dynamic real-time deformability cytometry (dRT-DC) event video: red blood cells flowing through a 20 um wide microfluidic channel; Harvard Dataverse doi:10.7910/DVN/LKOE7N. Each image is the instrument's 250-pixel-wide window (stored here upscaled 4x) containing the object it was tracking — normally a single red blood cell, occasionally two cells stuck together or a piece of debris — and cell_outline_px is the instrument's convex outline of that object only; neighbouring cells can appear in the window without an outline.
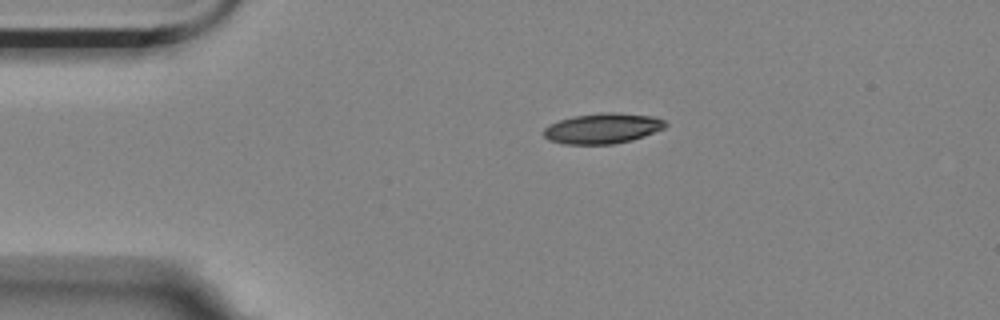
{"species": "Egyptian fruit bat (a non-hibernating species)", "species_latin": "Rousettus aegyptiacus", "temperature_condition": "room temperature", "stored_images_in_passage": 3, "camera_frame_rate_fps": 3000, "um_per_image_px": 0.085, "animal": {"sex": "female"}, "frame": {"image": 1, "passage_image": 1, "time_ms": 0.0, "image_size_px": [1000, 320], "cell_outline_px": [[668, 124], [664, 128], [644, 136], [632, 140], [612, 144], [564, 144], [548, 140], [544, 136], [544, 128], [548, 124], [572, 116], [600, 112], [616, 112], [652, 116], [664, 120]], "centroid_in_image_um": [51.2, 10.9], "position_along_channel_um": 33.8, "area_um2": 21.68}}
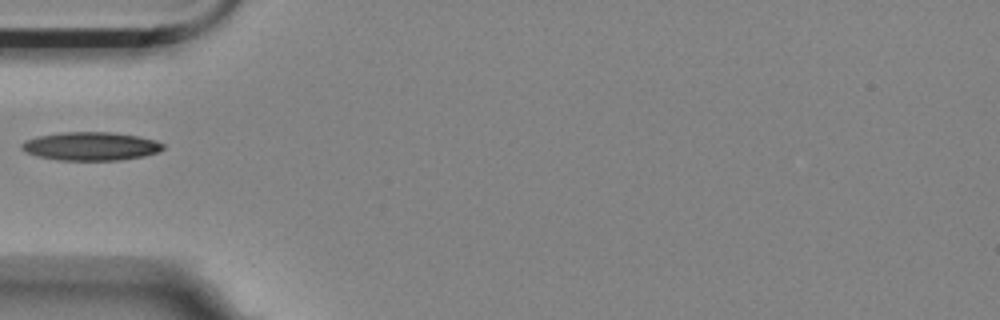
{"frame": {"image": 2, "passage_image": 3, "time_ms": 0.667, "image_size_px": [1000, 320], "cell_outline_px": [[164, 148], [156, 152], [144, 156], [120, 160], [60, 160], [36, 156], [24, 152], [20, 148], [20, 144], [24, 140], [36, 136], [60, 132], [112, 132], [136, 136], [156, 140], [164, 144]], "centroid_in_image_um": [7.65, 12.42], "position_along_channel_um": 77.3, "area_um2": 23.58}}